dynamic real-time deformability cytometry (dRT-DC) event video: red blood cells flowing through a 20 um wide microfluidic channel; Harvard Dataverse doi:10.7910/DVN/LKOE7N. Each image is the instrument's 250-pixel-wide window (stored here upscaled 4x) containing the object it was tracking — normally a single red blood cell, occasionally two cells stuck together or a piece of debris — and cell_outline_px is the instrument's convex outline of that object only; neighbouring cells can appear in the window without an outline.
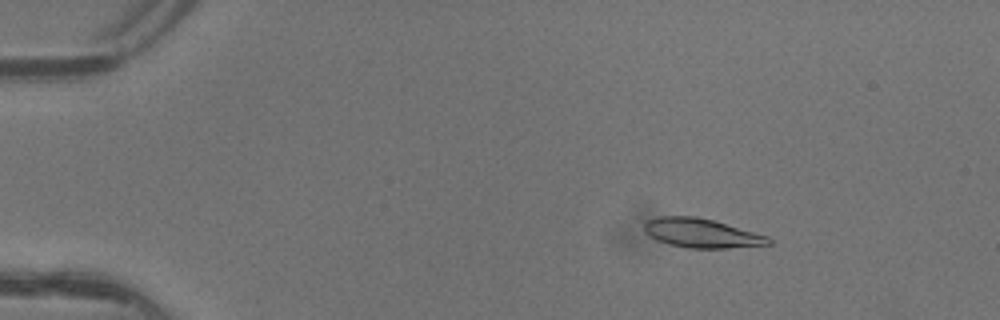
{"species": "common noctule bat (a hibernating species)", "species_latin": "Nyctalus noctula", "temperature_condition": "warm", "stored_images_in_passage": 5, "camera_frame_rate_fps": 3000, "um_per_image_px": 0.085, "animal": {"sex": "female"}, "frame": {"image": 1, "passage_image": 3, "time_ms": 0.667, "image_size_px": [1000, 320], "cell_outline_px": [[772, 244], [728, 248], [688, 248], [668, 244], [656, 240], [644, 232], [644, 224], [648, 220], [660, 216], [696, 216], [712, 220], [768, 236], [772, 240]], "centroid_in_image_um": [59.61, 19.82], "position_along_channel_um": 25.4, "area_um2": 21.04}}